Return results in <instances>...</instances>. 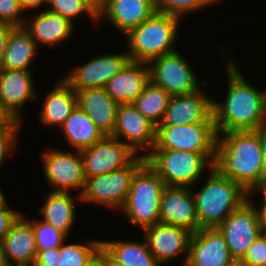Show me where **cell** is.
Masks as SVG:
<instances>
[{
  "instance_id": "cell-45",
  "label": "cell",
  "mask_w": 266,
  "mask_h": 266,
  "mask_svg": "<svg viewBox=\"0 0 266 266\" xmlns=\"http://www.w3.org/2000/svg\"><path fill=\"white\" fill-rule=\"evenodd\" d=\"M84 266H103L102 246L98 248V251L84 264Z\"/></svg>"
},
{
  "instance_id": "cell-27",
  "label": "cell",
  "mask_w": 266,
  "mask_h": 266,
  "mask_svg": "<svg viewBox=\"0 0 266 266\" xmlns=\"http://www.w3.org/2000/svg\"><path fill=\"white\" fill-rule=\"evenodd\" d=\"M76 199L70 192H49L40 207L43 221L62 231L67 237L75 222Z\"/></svg>"
},
{
  "instance_id": "cell-2",
  "label": "cell",
  "mask_w": 266,
  "mask_h": 266,
  "mask_svg": "<svg viewBox=\"0 0 266 266\" xmlns=\"http://www.w3.org/2000/svg\"><path fill=\"white\" fill-rule=\"evenodd\" d=\"M213 168L248 193L261 189L263 154L255 131H231L217 137Z\"/></svg>"
},
{
  "instance_id": "cell-10",
  "label": "cell",
  "mask_w": 266,
  "mask_h": 266,
  "mask_svg": "<svg viewBox=\"0 0 266 266\" xmlns=\"http://www.w3.org/2000/svg\"><path fill=\"white\" fill-rule=\"evenodd\" d=\"M249 200L233 211L217 228L222 233L231 256L239 262L262 233L258 211Z\"/></svg>"
},
{
  "instance_id": "cell-25",
  "label": "cell",
  "mask_w": 266,
  "mask_h": 266,
  "mask_svg": "<svg viewBox=\"0 0 266 266\" xmlns=\"http://www.w3.org/2000/svg\"><path fill=\"white\" fill-rule=\"evenodd\" d=\"M45 97L43 108L39 112L40 121L43 125H57L61 128L77 106L75 91L62 79Z\"/></svg>"
},
{
  "instance_id": "cell-8",
  "label": "cell",
  "mask_w": 266,
  "mask_h": 266,
  "mask_svg": "<svg viewBox=\"0 0 266 266\" xmlns=\"http://www.w3.org/2000/svg\"><path fill=\"white\" fill-rule=\"evenodd\" d=\"M147 64L150 82L163 88L170 96L192 94L200 90V85L202 87L207 84V81L201 84L198 82L190 64L177 50L155 58Z\"/></svg>"
},
{
  "instance_id": "cell-38",
  "label": "cell",
  "mask_w": 266,
  "mask_h": 266,
  "mask_svg": "<svg viewBox=\"0 0 266 266\" xmlns=\"http://www.w3.org/2000/svg\"><path fill=\"white\" fill-rule=\"evenodd\" d=\"M60 260V248L37 250V255L34 264L36 266H59Z\"/></svg>"
},
{
  "instance_id": "cell-52",
  "label": "cell",
  "mask_w": 266,
  "mask_h": 266,
  "mask_svg": "<svg viewBox=\"0 0 266 266\" xmlns=\"http://www.w3.org/2000/svg\"><path fill=\"white\" fill-rule=\"evenodd\" d=\"M262 234L265 236L266 238V230L262 231Z\"/></svg>"
},
{
  "instance_id": "cell-39",
  "label": "cell",
  "mask_w": 266,
  "mask_h": 266,
  "mask_svg": "<svg viewBox=\"0 0 266 266\" xmlns=\"http://www.w3.org/2000/svg\"><path fill=\"white\" fill-rule=\"evenodd\" d=\"M21 214V212L13 211L9 207L0 208V240H4L12 224Z\"/></svg>"
},
{
  "instance_id": "cell-53",
  "label": "cell",
  "mask_w": 266,
  "mask_h": 266,
  "mask_svg": "<svg viewBox=\"0 0 266 266\" xmlns=\"http://www.w3.org/2000/svg\"><path fill=\"white\" fill-rule=\"evenodd\" d=\"M262 190L266 193V185L262 188Z\"/></svg>"
},
{
  "instance_id": "cell-18",
  "label": "cell",
  "mask_w": 266,
  "mask_h": 266,
  "mask_svg": "<svg viewBox=\"0 0 266 266\" xmlns=\"http://www.w3.org/2000/svg\"><path fill=\"white\" fill-rule=\"evenodd\" d=\"M215 123L213 98L200 89L192 94L171 96L159 125Z\"/></svg>"
},
{
  "instance_id": "cell-21",
  "label": "cell",
  "mask_w": 266,
  "mask_h": 266,
  "mask_svg": "<svg viewBox=\"0 0 266 266\" xmlns=\"http://www.w3.org/2000/svg\"><path fill=\"white\" fill-rule=\"evenodd\" d=\"M149 81L148 64L130 60L104 88L117 104H128L143 92Z\"/></svg>"
},
{
  "instance_id": "cell-6",
  "label": "cell",
  "mask_w": 266,
  "mask_h": 266,
  "mask_svg": "<svg viewBox=\"0 0 266 266\" xmlns=\"http://www.w3.org/2000/svg\"><path fill=\"white\" fill-rule=\"evenodd\" d=\"M164 181L145 162L134 174L122 210L130 222L142 229L159 223L160 199Z\"/></svg>"
},
{
  "instance_id": "cell-19",
  "label": "cell",
  "mask_w": 266,
  "mask_h": 266,
  "mask_svg": "<svg viewBox=\"0 0 266 266\" xmlns=\"http://www.w3.org/2000/svg\"><path fill=\"white\" fill-rule=\"evenodd\" d=\"M156 12L153 0H98V22L106 18L127 34Z\"/></svg>"
},
{
  "instance_id": "cell-32",
  "label": "cell",
  "mask_w": 266,
  "mask_h": 266,
  "mask_svg": "<svg viewBox=\"0 0 266 266\" xmlns=\"http://www.w3.org/2000/svg\"><path fill=\"white\" fill-rule=\"evenodd\" d=\"M101 240H91L84 244H65L60 247L61 260L59 266H84V264L98 251Z\"/></svg>"
},
{
  "instance_id": "cell-1",
  "label": "cell",
  "mask_w": 266,
  "mask_h": 266,
  "mask_svg": "<svg viewBox=\"0 0 266 266\" xmlns=\"http://www.w3.org/2000/svg\"><path fill=\"white\" fill-rule=\"evenodd\" d=\"M228 90L225 102L213 100L217 135L231 131H255L266 122V92L248 83L234 61L227 59Z\"/></svg>"
},
{
  "instance_id": "cell-26",
  "label": "cell",
  "mask_w": 266,
  "mask_h": 266,
  "mask_svg": "<svg viewBox=\"0 0 266 266\" xmlns=\"http://www.w3.org/2000/svg\"><path fill=\"white\" fill-rule=\"evenodd\" d=\"M37 43L31 36L30 31L23 26H15L0 65V69H18L30 71L38 50Z\"/></svg>"
},
{
  "instance_id": "cell-31",
  "label": "cell",
  "mask_w": 266,
  "mask_h": 266,
  "mask_svg": "<svg viewBox=\"0 0 266 266\" xmlns=\"http://www.w3.org/2000/svg\"><path fill=\"white\" fill-rule=\"evenodd\" d=\"M47 11L61 15L73 23L75 17L87 14L98 24V0H47Z\"/></svg>"
},
{
  "instance_id": "cell-22",
  "label": "cell",
  "mask_w": 266,
  "mask_h": 266,
  "mask_svg": "<svg viewBox=\"0 0 266 266\" xmlns=\"http://www.w3.org/2000/svg\"><path fill=\"white\" fill-rule=\"evenodd\" d=\"M77 106L82 109L104 135H111L116 123L118 104L105 88H86L76 91Z\"/></svg>"
},
{
  "instance_id": "cell-17",
  "label": "cell",
  "mask_w": 266,
  "mask_h": 266,
  "mask_svg": "<svg viewBox=\"0 0 266 266\" xmlns=\"http://www.w3.org/2000/svg\"><path fill=\"white\" fill-rule=\"evenodd\" d=\"M143 230L148 249L160 265L183 253L185 266L192 232L183 227L160 222Z\"/></svg>"
},
{
  "instance_id": "cell-28",
  "label": "cell",
  "mask_w": 266,
  "mask_h": 266,
  "mask_svg": "<svg viewBox=\"0 0 266 266\" xmlns=\"http://www.w3.org/2000/svg\"><path fill=\"white\" fill-rule=\"evenodd\" d=\"M64 137L74 151L91 147L105 135L93 123L89 116L78 106L61 127Z\"/></svg>"
},
{
  "instance_id": "cell-13",
  "label": "cell",
  "mask_w": 266,
  "mask_h": 266,
  "mask_svg": "<svg viewBox=\"0 0 266 266\" xmlns=\"http://www.w3.org/2000/svg\"><path fill=\"white\" fill-rule=\"evenodd\" d=\"M156 130L157 126L144 117L132 103L118 104L115 128L110 136L121 140L136 153L139 149L150 152L155 146Z\"/></svg>"
},
{
  "instance_id": "cell-16",
  "label": "cell",
  "mask_w": 266,
  "mask_h": 266,
  "mask_svg": "<svg viewBox=\"0 0 266 266\" xmlns=\"http://www.w3.org/2000/svg\"><path fill=\"white\" fill-rule=\"evenodd\" d=\"M192 187L166 186L160 199L159 222L183 227L192 233L199 230Z\"/></svg>"
},
{
  "instance_id": "cell-49",
  "label": "cell",
  "mask_w": 266,
  "mask_h": 266,
  "mask_svg": "<svg viewBox=\"0 0 266 266\" xmlns=\"http://www.w3.org/2000/svg\"><path fill=\"white\" fill-rule=\"evenodd\" d=\"M5 207H9V205L7 203V199L4 196V193L0 188V208H5Z\"/></svg>"
},
{
  "instance_id": "cell-24",
  "label": "cell",
  "mask_w": 266,
  "mask_h": 266,
  "mask_svg": "<svg viewBox=\"0 0 266 266\" xmlns=\"http://www.w3.org/2000/svg\"><path fill=\"white\" fill-rule=\"evenodd\" d=\"M25 21L24 26L30 31L32 38L43 45H56L72 35L74 23L68 19L51 13L47 10L41 11L32 20Z\"/></svg>"
},
{
  "instance_id": "cell-37",
  "label": "cell",
  "mask_w": 266,
  "mask_h": 266,
  "mask_svg": "<svg viewBox=\"0 0 266 266\" xmlns=\"http://www.w3.org/2000/svg\"><path fill=\"white\" fill-rule=\"evenodd\" d=\"M243 266H266V238L261 233L239 261Z\"/></svg>"
},
{
  "instance_id": "cell-29",
  "label": "cell",
  "mask_w": 266,
  "mask_h": 266,
  "mask_svg": "<svg viewBox=\"0 0 266 266\" xmlns=\"http://www.w3.org/2000/svg\"><path fill=\"white\" fill-rule=\"evenodd\" d=\"M101 246L125 266H160L148 249L145 239L143 242L101 240Z\"/></svg>"
},
{
  "instance_id": "cell-43",
  "label": "cell",
  "mask_w": 266,
  "mask_h": 266,
  "mask_svg": "<svg viewBox=\"0 0 266 266\" xmlns=\"http://www.w3.org/2000/svg\"><path fill=\"white\" fill-rule=\"evenodd\" d=\"M21 8L24 10L39 8L43 4H47V0H19Z\"/></svg>"
},
{
  "instance_id": "cell-12",
  "label": "cell",
  "mask_w": 266,
  "mask_h": 266,
  "mask_svg": "<svg viewBox=\"0 0 266 266\" xmlns=\"http://www.w3.org/2000/svg\"><path fill=\"white\" fill-rule=\"evenodd\" d=\"M80 153L85 179L124 168L137 157L127 144L110 135Z\"/></svg>"
},
{
  "instance_id": "cell-20",
  "label": "cell",
  "mask_w": 266,
  "mask_h": 266,
  "mask_svg": "<svg viewBox=\"0 0 266 266\" xmlns=\"http://www.w3.org/2000/svg\"><path fill=\"white\" fill-rule=\"evenodd\" d=\"M32 77L31 71L0 69V100L16 120H21L24 103L37 99Z\"/></svg>"
},
{
  "instance_id": "cell-44",
  "label": "cell",
  "mask_w": 266,
  "mask_h": 266,
  "mask_svg": "<svg viewBox=\"0 0 266 266\" xmlns=\"http://www.w3.org/2000/svg\"><path fill=\"white\" fill-rule=\"evenodd\" d=\"M102 264L103 266H125L114 259L103 247H102Z\"/></svg>"
},
{
  "instance_id": "cell-47",
  "label": "cell",
  "mask_w": 266,
  "mask_h": 266,
  "mask_svg": "<svg viewBox=\"0 0 266 266\" xmlns=\"http://www.w3.org/2000/svg\"><path fill=\"white\" fill-rule=\"evenodd\" d=\"M263 170L261 174V189L266 185V148H262Z\"/></svg>"
},
{
  "instance_id": "cell-30",
  "label": "cell",
  "mask_w": 266,
  "mask_h": 266,
  "mask_svg": "<svg viewBox=\"0 0 266 266\" xmlns=\"http://www.w3.org/2000/svg\"><path fill=\"white\" fill-rule=\"evenodd\" d=\"M170 95L161 87L150 81L132 105L153 124L158 126L165 115Z\"/></svg>"
},
{
  "instance_id": "cell-50",
  "label": "cell",
  "mask_w": 266,
  "mask_h": 266,
  "mask_svg": "<svg viewBox=\"0 0 266 266\" xmlns=\"http://www.w3.org/2000/svg\"><path fill=\"white\" fill-rule=\"evenodd\" d=\"M10 266H36L34 263L13 264Z\"/></svg>"
},
{
  "instance_id": "cell-40",
  "label": "cell",
  "mask_w": 266,
  "mask_h": 266,
  "mask_svg": "<svg viewBox=\"0 0 266 266\" xmlns=\"http://www.w3.org/2000/svg\"><path fill=\"white\" fill-rule=\"evenodd\" d=\"M14 27L9 24H0V65Z\"/></svg>"
},
{
  "instance_id": "cell-7",
  "label": "cell",
  "mask_w": 266,
  "mask_h": 266,
  "mask_svg": "<svg viewBox=\"0 0 266 266\" xmlns=\"http://www.w3.org/2000/svg\"><path fill=\"white\" fill-rule=\"evenodd\" d=\"M146 162L145 156L137 157L126 167L95 175L85 180L80 195L81 202L101 204L110 208H122L130 191L135 172Z\"/></svg>"
},
{
  "instance_id": "cell-14",
  "label": "cell",
  "mask_w": 266,
  "mask_h": 266,
  "mask_svg": "<svg viewBox=\"0 0 266 266\" xmlns=\"http://www.w3.org/2000/svg\"><path fill=\"white\" fill-rule=\"evenodd\" d=\"M130 61L128 53L94 56L63 80L76 92L86 88H104L107 82L119 73Z\"/></svg>"
},
{
  "instance_id": "cell-33",
  "label": "cell",
  "mask_w": 266,
  "mask_h": 266,
  "mask_svg": "<svg viewBox=\"0 0 266 266\" xmlns=\"http://www.w3.org/2000/svg\"><path fill=\"white\" fill-rule=\"evenodd\" d=\"M27 220L32 224L37 250H48L52 248H60L67 236L53 225L38 221V219Z\"/></svg>"
},
{
  "instance_id": "cell-23",
  "label": "cell",
  "mask_w": 266,
  "mask_h": 266,
  "mask_svg": "<svg viewBox=\"0 0 266 266\" xmlns=\"http://www.w3.org/2000/svg\"><path fill=\"white\" fill-rule=\"evenodd\" d=\"M3 242L9 265L35 262L36 239L32 224L23 216V213L12 224Z\"/></svg>"
},
{
  "instance_id": "cell-3",
  "label": "cell",
  "mask_w": 266,
  "mask_h": 266,
  "mask_svg": "<svg viewBox=\"0 0 266 266\" xmlns=\"http://www.w3.org/2000/svg\"><path fill=\"white\" fill-rule=\"evenodd\" d=\"M199 229L218 227L249 200V193L232 179L210 170L203 187L194 194Z\"/></svg>"
},
{
  "instance_id": "cell-4",
  "label": "cell",
  "mask_w": 266,
  "mask_h": 266,
  "mask_svg": "<svg viewBox=\"0 0 266 266\" xmlns=\"http://www.w3.org/2000/svg\"><path fill=\"white\" fill-rule=\"evenodd\" d=\"M181 18L155 12L138 27L125 34L130 60L145 62L176 51L172 45L178 34Z\"/></svg>"
},
{
  "instance_id": "cell-41",
  "label": "cell",
  "mask_w": 266,
  "mask_h": 266,
  "mask_svg": "<svg viewBox=\"0 0 266 266\" xmlns=\"http://www.w3.org/2000/svg\"><path fill=\"white\" fill-rule=\"evenodd\" d=\"M255 192H262L264 199L262 202V207L261 208H256L259 214V222H260V227H261V231L266 230V193L260 189V190H256L253 192L249 193V196H251V194L255 193Z\"/></svg>"
},
{
  "instance_id": "cell-34",
  "label": "cell",
  "mask_w": 266,
  "mask_h": 266,
  "mask_svg": "<svg viewBox=\"0 0 266 266\" xmlns=\"http://www.w3.org/2000/svg\"><path fill=\"white\" fill-rule=\"evenodd\" d=\"M218 0H153L157 12L182 18L186 14L213 5Z\"/></svg>"
},
{
  "instance_id": "cell-36",
  "label": "cell",
  "mask_w": 266,
  "mask_h": 266,
  "mask_svg": "<svg viewBox=\"0 0 266 266\" xmlns=\"http://www.w3.org/2000/svg\"><path fill=\"white\" fill-rule=\"evenodd\" d=\"M21 121L16 120L12 125L0 129V168L8 154H13L19 134Z\"/></svg>"
},
{
  "instance_id": "cell-11",
  "label": "cell",
  "mask_w": 266,
  "mask_h": 266,
  "mask_svg": "<svg viewBox=\"0 0 266 266\" xmlns=\"http://www.w3.org/2000/svg\"><path fill=\"white\" fill-rule=\"evenodd\" d=\"M43 170L48 184L54 187L52 192H70L72 189H81L78 199L85 186V176L81 153L76 150L63 151L47 149L42 152Z\"/></svg>"
},
{
  "instance_id": "cell-5",
  "label": "cell",
  "mask_w": 266,
  "mask_h": 266,
  "mask_svg": "<svg viewBox=\"0 0 266 266\" xmlns=\"http://www.w3.org/2000/svg\"><path fill=\"white\" fill-rule=\"evenodd\" d=\"M144 156L166 186L192 187L203 175L205 166L213 168L215 153L152 149Z\"/></svg>"
},
{
  "instance_id": "cell-46",
  "label": "cell",
  "mask_w": 266,
  "mask_h": 266,
  "mask_svg": "<svg viewBox=\"0 0 266 266\" xmlns=\"http://www.w3.org/2000/svg\"><path fill=\"white\" fill-rule=\"evenodd\" d=\"M255 132L259 137L261 148H266V122L259 126Z\"/></svg>"
},
{
  "instance_id": "cell-48",
  "label": "cell",
  "mask_w": 266,
  "mask_h": 266,
  "mask_svg": "<svg viewBox=\"0 0 266 266\" xmlns=\"http://www.w3.org/2000/svg\"><path fill=\"white\" fill-rule=\"evenodd\" d=\"M0 266H10L5 255L4 242L0 240Z\"/></svg>"
},
{
  "instance_id": "cell-35",
  "label": "cell",
  "mask_w": 266,
  "mask_h": 266,
  "mask_svg": "<svg viewBox=\"0 0 266 266\" xmlns=\"http://www.w3.org/2000/svg\"><path fill=\"white\" fill-rule=\"evenodd\" d=\"M24 13L19 0H0V24L23 26L26 21Z\"/></svg>"
},
{
  "instance_id": "cell-15",
  "label": "cell",
  "mask_w": 266,
  "mask_h": 266,
  "mask_svg": "<svg viewBox=\"0 0 266 266\" xmlns=\"http://www.w3.org/2000/svg\"><path fill=\"white\" fill-rule=\"evenodd\" d=\"M235 263L217 227L192 233L185 266H233Z\"/></svg>"
},
{
  "instance_id": "cell-51",
  "label": "cell",
  "mask_w": 266,
  "mask_h": 266,
  "mask_svg": "<svg viewBox=\"0 0 266 266\" xmlns=\"http://www.w3.org/2000/svg\"><path fill=\"white\" fill-rule=\"evenodd\" d=\"M233 266H243L239 262H236Z\"/></svg>"
},
{
  "instance_id": "cell-9",
  "label": "cell",
  "mask_w": 266,
  "mask_h": 266,
  "mask_svg": "<svg viewBox=\"0 0 266 266\" xmlns=\"http://www.w3.org/2000/svg\"><path fill=\"white\" fill-rule=\"evenodd\" d=\"M217 137L215 123L158 125L152 149L215 153Z\"/></svg>"
},
{
  "instance_id": "cell-42",
  "label": "cell",
  "mask_w": 266,
  "mask_h": 266,
  "mask_svg": "<svg viewBox=\"0 0 266 266\" xmlns=\"http://www.w3.org/2000/svg\"><path fill=\"white\" fill-rule=\"evenodd\" d=\"M16 119L2 105L0 100V129L12 125Z\"/></svg>"
}]
</instances>
